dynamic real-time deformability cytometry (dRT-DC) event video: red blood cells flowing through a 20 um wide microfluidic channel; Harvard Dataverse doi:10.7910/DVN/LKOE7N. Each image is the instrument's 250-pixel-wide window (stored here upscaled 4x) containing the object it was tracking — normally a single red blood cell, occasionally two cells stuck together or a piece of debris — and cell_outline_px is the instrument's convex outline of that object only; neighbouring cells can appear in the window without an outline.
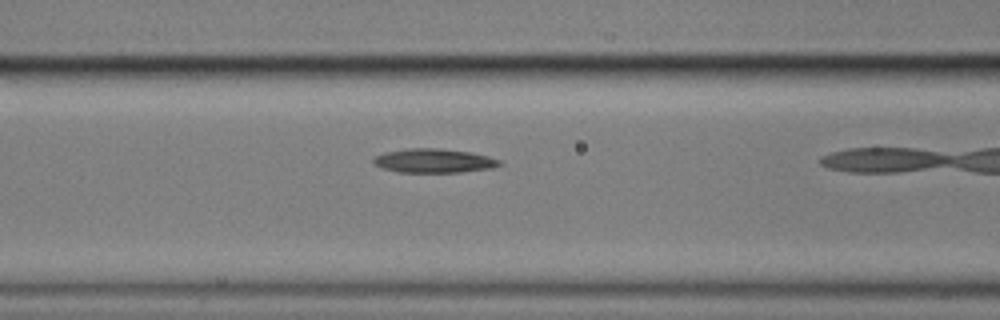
{"species": "common noctule bat (a hibernating species)", "species_latin": "Nyctalus noctula", "temperature_condition": "cold", "stored_images_in_passage": 4, "camera_frame_rate_fps": 3000, "um_per_image_px": 0.085, "animal": {"sex": "male", "body_mass_g": 17.9}, "frame": {"image": 1, "passage_image": 3, "time_ms": 0.667, "image_size_px": [1000, 320], "cell_outline_px": [[504, 164], [492, 168], [460, 172], [396, 172], [384, 168], [376, 164], [372, 160], [376, 156], [384, 152], [408, 148], [436, 148], [472, 152], [488, 156], [500, 160]], "centroid_in_image_um": [36.91, 13.66], "position_along_channel_um": 129.7, "area_um2": 17.63}}